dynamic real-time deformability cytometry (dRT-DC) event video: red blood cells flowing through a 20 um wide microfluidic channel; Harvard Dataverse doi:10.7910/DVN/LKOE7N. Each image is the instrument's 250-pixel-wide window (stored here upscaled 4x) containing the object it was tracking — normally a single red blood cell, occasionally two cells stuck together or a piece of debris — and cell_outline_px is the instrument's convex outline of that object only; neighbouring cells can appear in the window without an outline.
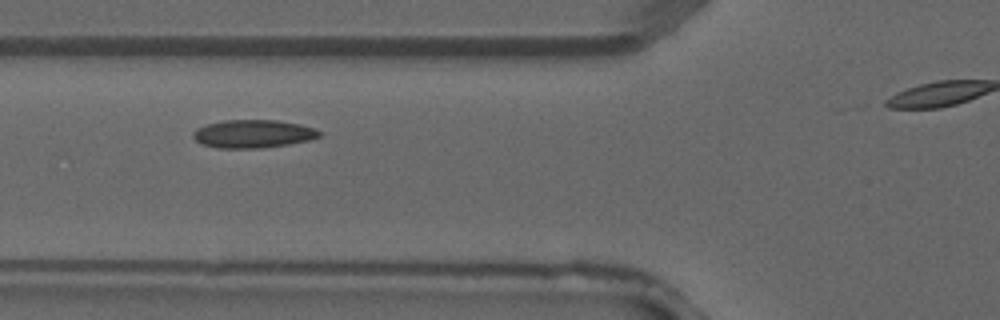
{"species": "common noctule bat (a hibernating species)", "species_latin": "Nyctalus noctula", "temperature_condition": "warm", "stored_images_in_passage": 5, "camera_frame_rate_fps": 3000, "um_per_image_px": 0.085, "animal": {"sex": "male", "forearm_length_mm": 52.5}, "frame": {"image": 1, "passage_image": 3, "time_ms": 0.667, "image_size_px": [1000, 320], "cell_outline_px": [[320, 136], [308, 140], [288, 144], [260, 148], [216, 148], [200, 144], [192, 136], [192, 132], [196, 128], [208, 124], [224, 120], [276, 120], [300, 124], [312, 128], [320, 132]], "centroid_in_image_um": [21.45, 11.38], "position_along_channel_um": 104.3, "area_um2": 20.58}}